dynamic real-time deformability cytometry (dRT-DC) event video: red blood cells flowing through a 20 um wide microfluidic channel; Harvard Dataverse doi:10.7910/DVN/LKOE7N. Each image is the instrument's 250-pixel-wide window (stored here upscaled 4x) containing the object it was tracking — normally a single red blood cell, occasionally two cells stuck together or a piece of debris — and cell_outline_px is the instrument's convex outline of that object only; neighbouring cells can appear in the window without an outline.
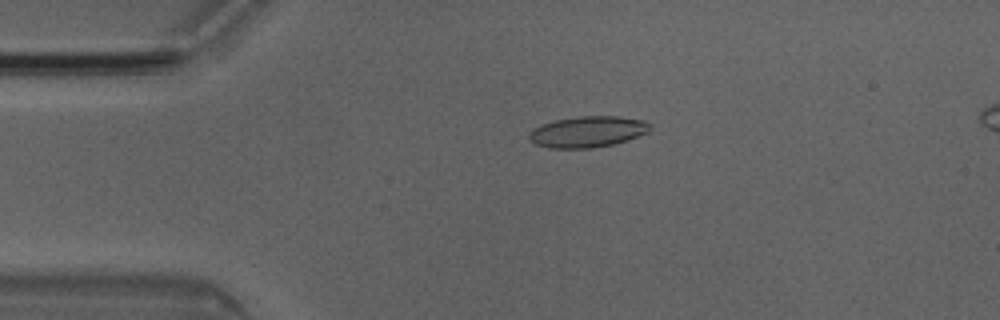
{"species": "Egyptian fruit bat (a non-hibernating species)", "species_latin": "Rousettus aegyptiacus", "temperature_condition": "room temperature", "stored_images_in_passage": 5, "camera_frame_rate_fps": 3000, "um_per_image_px": 0.085, "animal": {"sex": "male"}, "frame": {"image": 1, "passage_image": 3, "time_ms": 0.667, "image_size_px": [1000, 320], "cell_outline_px": [[652, 128], [648, 132], [612, 144], [592, 148], [548, 148], [536, 144], [528, 140], [528, 132], [532, 128], [540, 124], [556, 120], [576, 116], [620, 116], [644, 120], [652, 124]], "centroid_in_image_um": [49.91, 11.18], "position_along_channel_um": 35.1, "area_um2": 22.08}}